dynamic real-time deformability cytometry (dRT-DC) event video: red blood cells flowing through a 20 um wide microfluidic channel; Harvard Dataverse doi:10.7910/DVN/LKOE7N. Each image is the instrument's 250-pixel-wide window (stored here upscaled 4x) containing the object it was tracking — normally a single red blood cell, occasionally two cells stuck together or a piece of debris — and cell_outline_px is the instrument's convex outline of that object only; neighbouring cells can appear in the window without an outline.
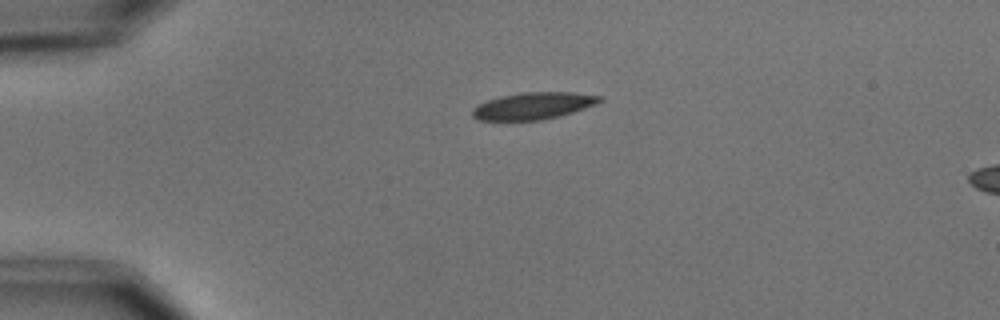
{"species": "common noctule bat (a hibernating species)", "species_latin": "Nyctalus noctula", "temperature_condition": "cold", "stored_images_in_passage": 2, "camera_frame_rate_fps": 3000, "um_per_image_px": 0.085, "animal": {"sex": "male", "body_mass_g": 15.6}, "frame": {"image": 1, "passage_image": 1, "time_ms": 0.0, "image_size_px": [1000, 320], "cell_outline_px": [[604, 100], [596, 104], [560, 116], [544, 120], [476, 120], [472, 116], [472, 108], [488, 100], [500, 96], [524, 92], [572, 92], [604, 96]], "centroid_in_image_um": [45.36, 8.99], "position_along_channel_um": 39.6, "area_um2": 20.06}}